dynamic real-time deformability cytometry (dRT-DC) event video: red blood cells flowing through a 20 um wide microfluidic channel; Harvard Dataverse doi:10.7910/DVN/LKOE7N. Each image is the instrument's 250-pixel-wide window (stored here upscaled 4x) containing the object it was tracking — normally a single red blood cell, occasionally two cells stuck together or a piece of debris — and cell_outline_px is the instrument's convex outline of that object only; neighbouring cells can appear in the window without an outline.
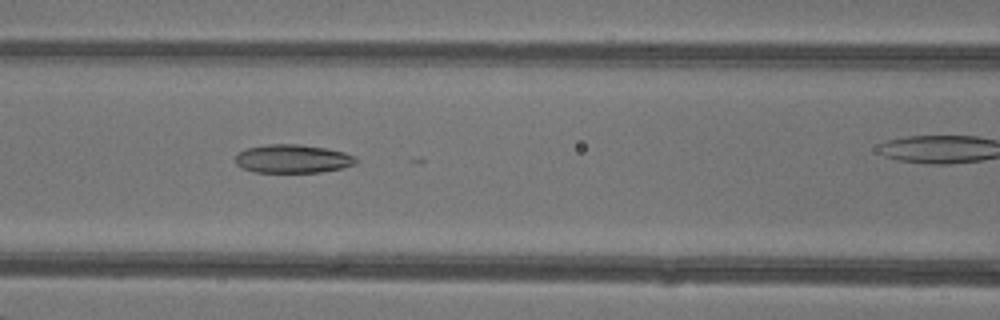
{"species": "common noctule bat (a hibernating species)", "species_latin": "Nyctalus noctula", "temperature_condition": "warm", "stored_images_in_passage": 37, "camera_frame_rate_fps": 3000, "um_per_image_px": 0.085, "animal": {"sex": "female"}, "frame": {"image": 1, "passage_image": 22, "time_ms": 7.0, "image_size_px": [1000, 320], "cell_outline_px": [[356, 164], [344, 168], [320, 172], [256, 172], [244, 168], [236, 164], [236, 156], [240, 152], [248, 148], [264, 144], [300, 144], [324, 148], [344, 152], [356, 156]], "centroid_in_image_um": [24.91, 13.49], "position_along_channel_um": 141.7, "area_um2": 19.94}}
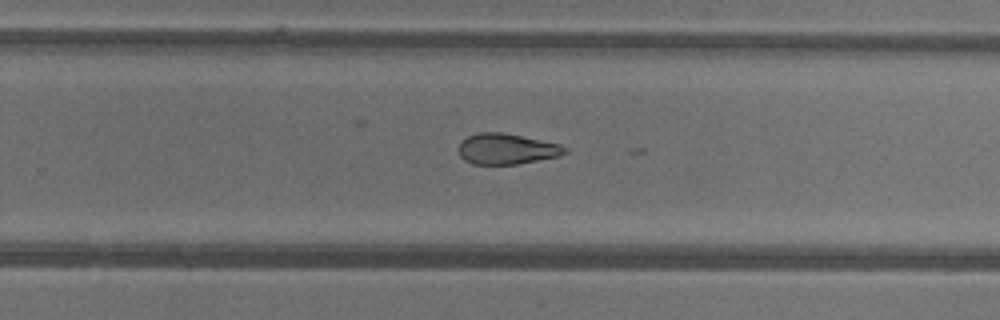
{"frame": {"image": 2, "passage_image": 32, "time_ms": 10.333, "image_size_px": [1000, 320], "cell_outline_px": [[568, 152], [560, 156], [516, 164], [472, 164], [464, 160], [460, 156], [460, 140], [468, 136], [480, 132], [500, 132], [560, 144], [568, 148]], "centroid_in_image_um": [43.07, 12.66], "position_along_channel_um": 286.7, "area_um2": 18.9}}
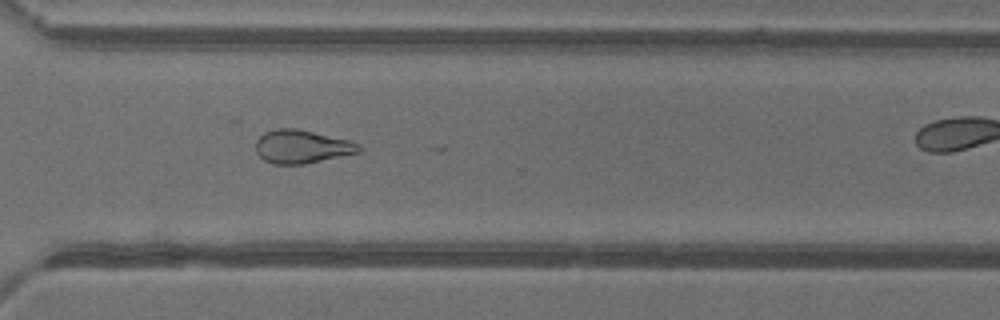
{"frame": {"image": 3, "passage_image": 36, "time_ms": 11.667, "image_size_px": [1000, 320], "cell_outline_px": [[364, 148], [360, 152], [304, 164], [272, 164], [264, 160], [256, 152], [256, 140], [264, 132], [276, 128], [296, 128], [352, 140], [360, 144]], "centroid_in_image_um": [25.68, 12.45], "position_along_channel_um": 344.9, "area_um2": 20.29}}